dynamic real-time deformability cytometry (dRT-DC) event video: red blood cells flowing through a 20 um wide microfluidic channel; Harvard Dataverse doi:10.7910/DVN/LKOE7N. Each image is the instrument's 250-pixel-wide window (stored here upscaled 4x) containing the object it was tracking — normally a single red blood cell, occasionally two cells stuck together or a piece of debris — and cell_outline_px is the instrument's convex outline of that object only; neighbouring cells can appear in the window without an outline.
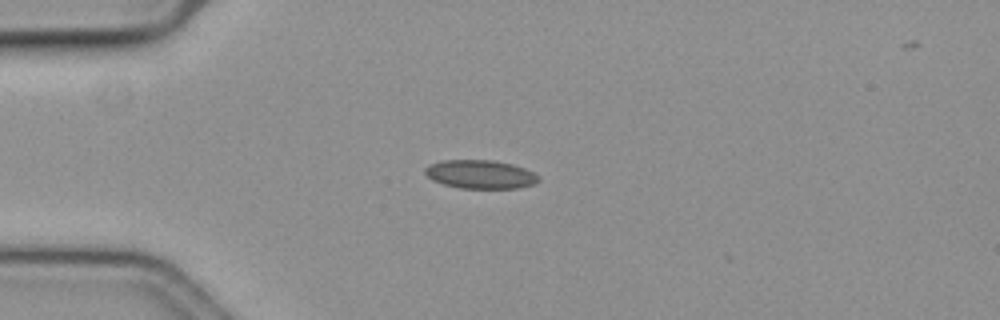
{"species": "common noctule bat (a hibernating species)", "species_latin": "Nyctalus noctula", "temperature_condition": "cold", "stored_images_in_passage": 18, "camera_frame_rate_fps": 3000, "um_per_image_px": 0.085, "animal": {"sex": "female", "body_mass_g": 19.3, "forearm_length_mm": 54.1}, "frame": {"image": 1, "passage_image": 15, "time_ms": 4.667, "image_size_px": [1000, 320], "cell_outline_px": [[540, 180], [536, 184], [520, 188], [460, 188], [444, 184], [432, 180], [424, 172], [424, 168], [428, 164], [444, 160], [492, 160], [512, 164], [524, 168], [540, 176]], "centroid_in_image_um": [40.85, 14.82], "position_along_channel_um": 44.2, "area_um2": 19.02}}